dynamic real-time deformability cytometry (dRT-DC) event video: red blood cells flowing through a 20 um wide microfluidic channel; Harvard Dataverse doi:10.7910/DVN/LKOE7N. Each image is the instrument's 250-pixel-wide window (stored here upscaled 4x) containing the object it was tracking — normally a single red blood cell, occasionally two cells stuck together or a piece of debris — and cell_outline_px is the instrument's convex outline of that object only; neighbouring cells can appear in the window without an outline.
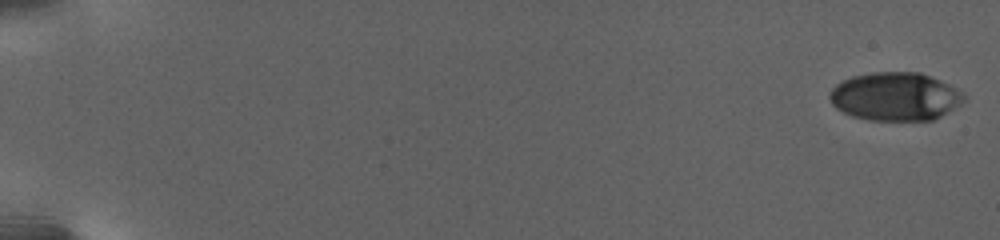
{"species": "human", "species_latin": "Homo sapiens", "temperature_condition": "warm", "stored_images_in_passage": 62, "camera_frame_rate_fps": 3000, "um_per_image_px": 0.085, "donor": {"sex": "female"}, "frame": {"image": 1, "passage_image": 1, "time_ms": 0.0, "image_size_px": [1000, 240], "cell_outline_px": [[964, 100], [960, 104], [948, 112], [932, 120], [868, 120], [852, 116], [836, 108], [832, 104], [828, 96], [832, 88], [836, 84], [852, 76], [872, 72], [920, 72], [940, 80], [948, 84], [960, 92], [964, 96]], "centroid_in_image_um": [76.06, 8.2], "position_along_channel_um": 8.9, "area_um2": 37.63}}
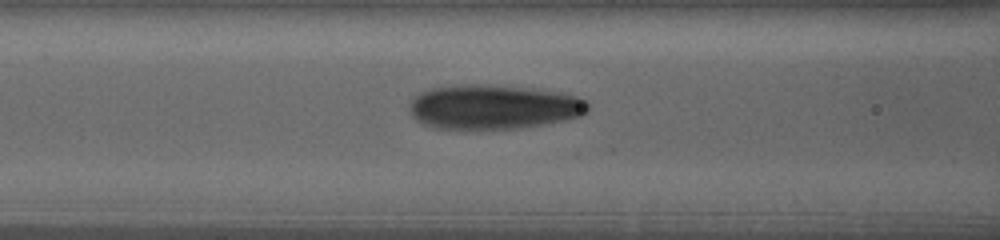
{"frame": {"image": 2, "passage_image": 26, "time_ms": 11.667, "image_size_px": [1000, 240], "cell_outline_px": [[588, 108], [580, 116], [564, 120], [544, 124], [520, 128], [436, 128], [420, 124], [412, 116], [412, 96], [428, 88], [468, 84], [520, 88], [552, 92], [572, 96], [584, 100], [588, 104]], "centroid_in_image_um": [41.86, 9.11], "position_along_channel_um": 124.7, "area_um2": 45.14}}
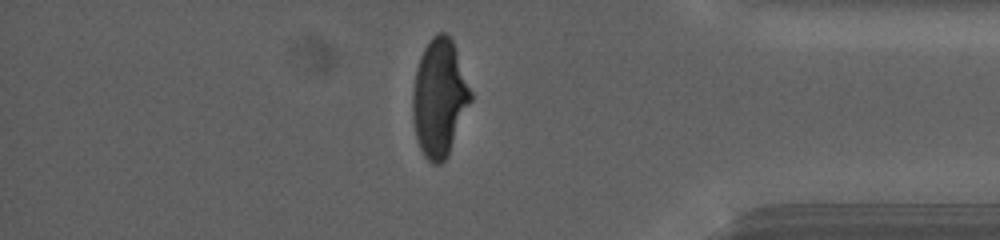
{"frame": {"image": 3, "passage_image": 54, "time_ms": 22.667, "image_size_px": [1000, 240], "cell_outline_px": [[472, 100], [448, 156], [440, 164], [432, 164], [424, 156], [420, 148], [416, 136], [412, 120], [412, 92], [416, 68], [420, 56], [424, 48], [432, 36], [436, 32], [444, 32], [452, 40], [472, 92]], "centroid_in_image_um": [37.34, 8.33], "position_along_channel_um": 397.9, "area_um2": 39.88}, "authors_computed_cell_mechanics": {"area_um2": 40.1132, "velocity_mm_per_s": 2.6759, "shape_relaxation_time_tau1_ms": 5.8082, "shape_relaxation_time_tau2_ms": null, "deformation_change_tau1": 0.1952, "deformation_change_tau2": null}}